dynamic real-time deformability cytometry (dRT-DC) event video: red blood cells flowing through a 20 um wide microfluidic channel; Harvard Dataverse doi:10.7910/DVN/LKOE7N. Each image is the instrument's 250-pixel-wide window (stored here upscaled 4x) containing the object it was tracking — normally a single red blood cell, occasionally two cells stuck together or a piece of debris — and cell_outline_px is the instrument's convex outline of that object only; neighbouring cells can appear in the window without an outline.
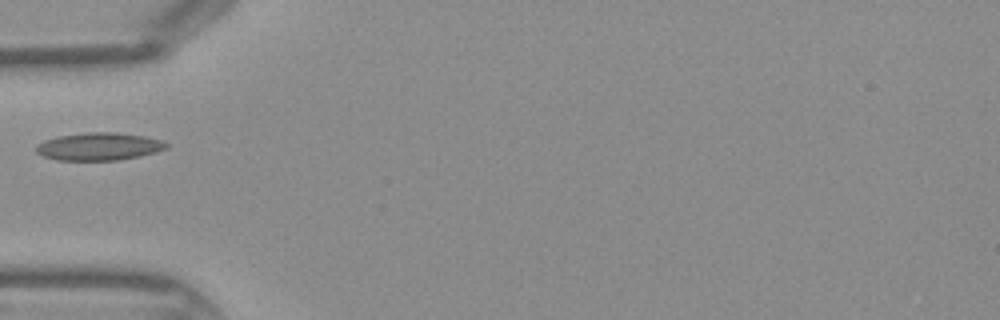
{"species": "Egyptian fruit bat (a non-hibernating species)", "species_latin": "Rousettus aegyptiacus", "temperature_condition": "warm", "stored_images_in_passage": 30, "camera_frame_rate_fps": 3000, "um_per_image_px": 0.085, "frame": {"image": 1, "passage_image": 1, "time_ms": 0.0, "image_size_px": [1000, 320], "cell_outline_px": [[168, 148], [156, 152], [140, 156], [120, 160], [56, 160], [44, 156], [36, 152], [36, 144], [44, 140], [60, 136], [88, 132], [116, 132], [144, 136], [160, 140], [168, 144]], "centroid_in_image_um": [8.42, 12.45], "position_along_channel_um": 76.6, "area_um2": 20.98}}
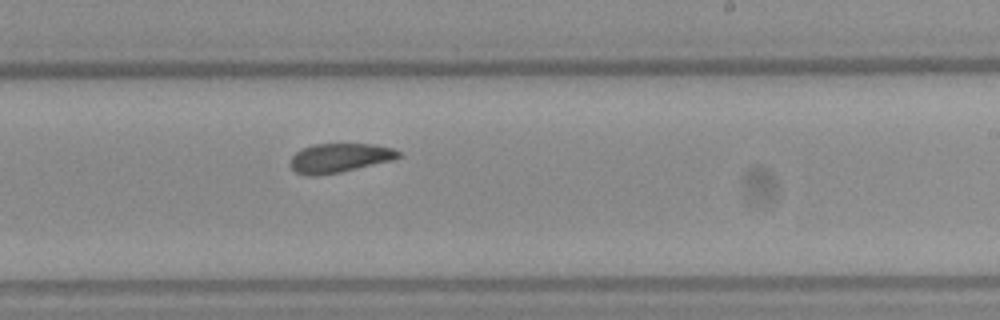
{"frame": {"image": 2, "passage_image": 13, "time_ms": 4.0, "image_size_px": [1000, 320], "cell_outline_px": [[400, 156], [396, 160], [340, 172], [316, 176], [308, 176], [296, 172], [288, 164], [292, 156], [296, 152], [312, 144], [372, 144], [392, 148], [400, 152]], "centroid_in_image_um": [28.86, 13.43], "position_along_channel_um": 260.1, "area_um2": 18.5}}
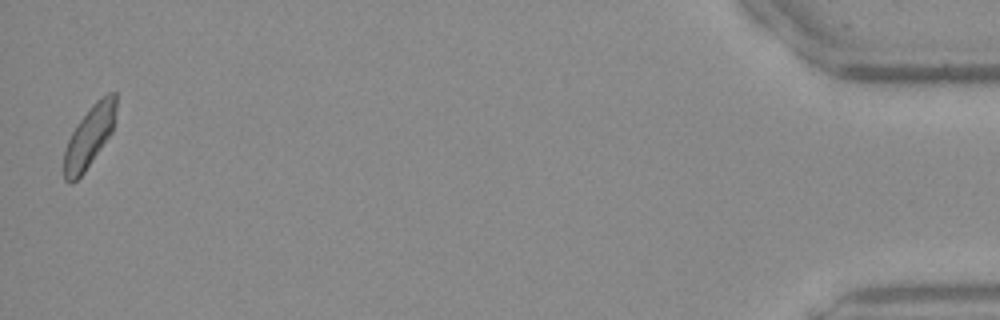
{"frame": {"image": 3, "passage_image": 30, "time_ms": 9.667, "image_size_px": [1000, 320], "cell_outline_px": [[116, 108], [112, 132], [84, 172], [72, 184], [68, 184], [64, 180], [64, 152], [68, 140], [72, 132], [80, 120], [92, 104], [96, 100], [108, 92], [116, 92]], "centroid_in_image_um": [7.59, 11.61], "position_along_channel_um": 427.6, "area_um2": 18.5}}